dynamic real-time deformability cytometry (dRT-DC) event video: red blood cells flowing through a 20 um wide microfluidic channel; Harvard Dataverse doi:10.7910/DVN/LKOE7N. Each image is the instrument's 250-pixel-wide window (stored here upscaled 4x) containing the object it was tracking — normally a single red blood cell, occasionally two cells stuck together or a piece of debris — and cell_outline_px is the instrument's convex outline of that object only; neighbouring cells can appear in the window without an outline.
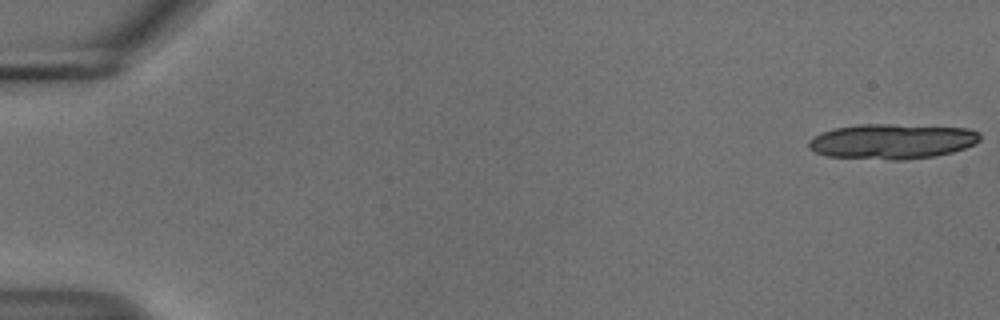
{"species": "common noctule bat (a hibernating species)", "species_latin": "Nyctalus noctula", "temperature_condition": "cold", "stored_images_in_passage": 19, "camera_frame_rate_fps": 3000, "um_per_image_px": 0.085, "animal": {"sex": "male", "body_mass_g": 18.8}, "frame": {"image": 1, "passage_image": 1, "time_ms": 0.0, "image_size_px": [1000, 320], "cell_outline_px": [[980, 140], [976, 144], [952, 152], [936, 156], [908, 160], [892, 160], [828, 156], [816, 152], [808, 148], [808, 140], [820, 132], [836, 128], [860, 124], [892, 124], [968, 128], [980, 132]], "centroid_in_image_um": [75.84, 12.02], "position_along_channel_um": 9.2, "area_um2": 35.32}}